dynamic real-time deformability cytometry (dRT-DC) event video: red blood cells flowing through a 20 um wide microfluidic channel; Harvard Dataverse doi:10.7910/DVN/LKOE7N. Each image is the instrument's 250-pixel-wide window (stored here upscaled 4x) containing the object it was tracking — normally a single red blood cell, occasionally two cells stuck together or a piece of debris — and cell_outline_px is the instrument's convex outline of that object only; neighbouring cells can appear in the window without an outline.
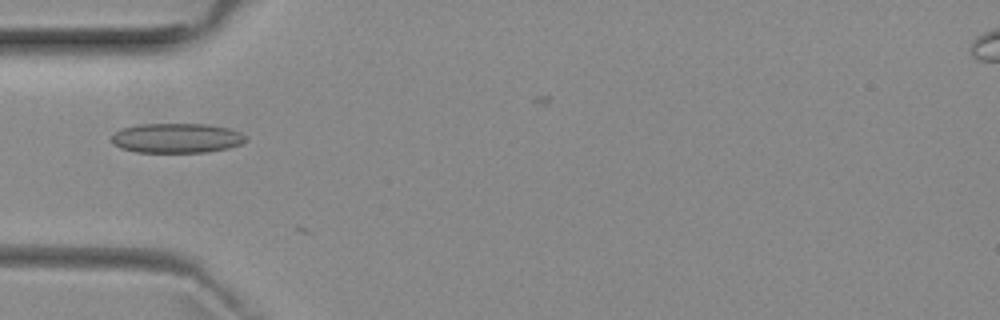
{"species": "common noctule bat (a hibernating species)", "species_latin": "Nyctalus noctula", "temperature_condition": "room temperature", "stored_images_in_passage": 23, "camera_frame_rate_fps": 3000, "um_per_image_px": 0.085, "animal": {"sex": "female", "body_mass_g": 29.2, "forearm_length_mm": 56.3}, "frame": {"image": 1, "passage_image": 17, "time_ms": 5.333, "image_size_px": [1000, 320], "cell_outline_px": [[248, 140], [240, 144], [228, 148], [204, 152], [136, 152], [120, 148], [112, 144], [112, 136], [116, 132], [124, 128], [140, 124], [208, 124], [228, 128], [240, 132]], "centroid_in_image_um": [15.01, 11.74], "position_along_channel_um": 70.0, "area_um2": 23.12}}
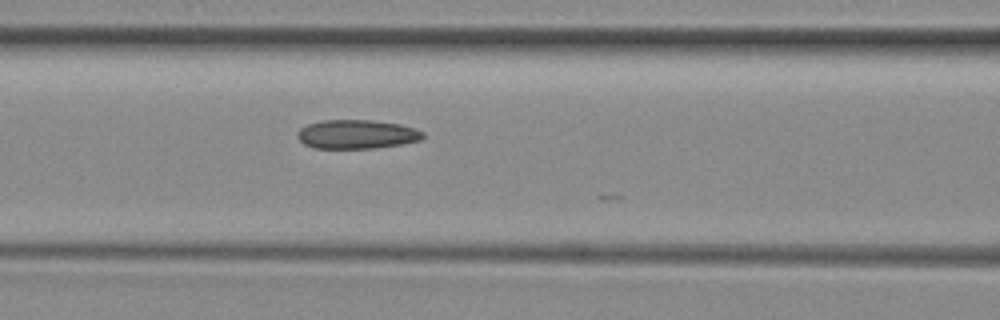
{"frame": {"image": 2, "passage_image": 22, "time_ms": 7.0, "image_size_px": [1000, 320], "cell_outline_px": [[424, 136], [420, 140], [400, 144], [372, 148], [312, 148], [304, 144], [296, 136], [296, 132], [300, 128], [308, 124], [320, 120], [372, 120], [400, 124], [424, 132]], "centroid_in_image_um": [30.27, 11.41], "position_along_channel_um": 136.3, "area_um2": 21.15}}